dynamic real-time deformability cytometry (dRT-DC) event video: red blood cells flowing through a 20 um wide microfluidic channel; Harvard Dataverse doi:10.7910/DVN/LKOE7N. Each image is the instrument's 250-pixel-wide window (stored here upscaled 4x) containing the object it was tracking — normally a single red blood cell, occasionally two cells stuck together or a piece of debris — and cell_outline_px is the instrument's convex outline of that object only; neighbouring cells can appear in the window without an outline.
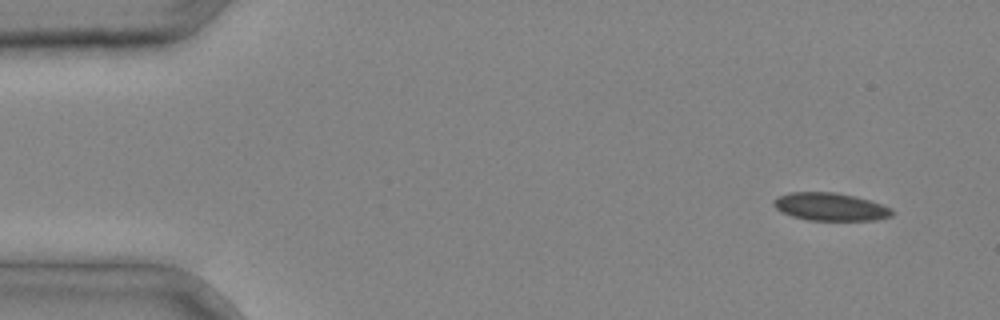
{"species": "common noctule bat (a hibernating species)", "species_latin": "Nyctalus noctula", "temperature_condition": "cold", "stored_images_in_passage": 3, "camera_frame_rate_fps": 3000, "um_per_image_px": 0.085, "animal": {"sex": "male", "body_mass_g": 20.4}, "frame": {"image": 1, "passage_image": 1, "time_ms": 0.0, "image_size_px": [1000, 320], "cell_outline_px": [[896, 212], [892, 216], [876, 220], [808, 220], [792, 216], [780, 212], [772, 204], [772, 200], [776, 196], [788, 192], [836, 192], [856, 196], [892, 208]], "centroid_in_image_um": [70.55, 17.57], "position_along_channel_um": 14.4, "area_um2": 19.48}}